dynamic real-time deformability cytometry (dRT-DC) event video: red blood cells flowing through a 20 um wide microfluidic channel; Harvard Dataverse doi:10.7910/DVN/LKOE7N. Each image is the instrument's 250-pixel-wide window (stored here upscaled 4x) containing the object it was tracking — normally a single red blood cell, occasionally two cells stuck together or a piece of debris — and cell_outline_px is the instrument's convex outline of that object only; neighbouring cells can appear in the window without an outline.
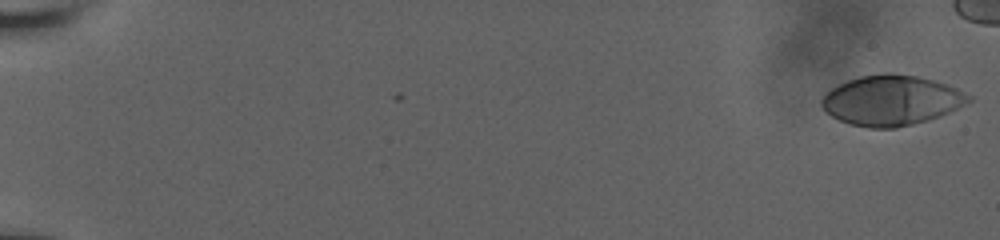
{"species": "human", "species_latin": "Homo sapiens", "temperature_condition": "room temperature", "stored_images_in_passage": 11, "camera_frame_rate_fps": 3000, "um_per_image_px": 0.085, "donor": {"sex": "male"}, "frame": {"image": 1, "passage_image": 1, "time_ms": 0.0, "image_size_px": [1000, 240], "cell_outline_px": [[972, 100], [940, 116], [928, 120], [896, 128], [868, 128], [852, 124], [840, 120], [832, 116], [820, 104], [820, 100], [832, 88], [848, 80], [860, 76], [884, 72], [892, 72], [916, 76], [936, 80], [948, 84], [972, 96]], "centroid_in_image_um": [75.78, 8.52], "position_along_channel_um": 9.2, "area_um2": 42.83}}